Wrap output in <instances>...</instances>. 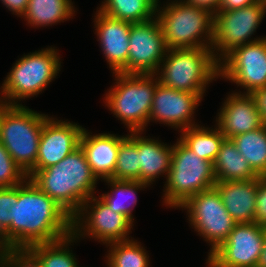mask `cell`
Returning <instances> with one entry per match:
<instances>
[{
	"instance_id": "32",
	"label": "cell",
	"mask_w": 266,
	"mask_h": 267,
	"mask_svg": "<svg viewBox=\"0 0 266 267\" xmlns=\"http://www.w3.org/2000/svg\"><path fill=\"white\" fill-rule=\"evenodd\" d=\"M17 202L18 185L0 188V236L11 226Z\"/></svg>"
},
{
	"instance_id": "37",
	"label": "cell",
	"mask_w": 266,
	"mask_h": 267,
	"mask_svg": "<svg viewBox=\"0 0 266 267\" xmlns=\"http://www.w3.org/2000/svg\"><path fill=\"white\" fill-rule=\"evenodd\" d=\"M2 3L12 11L14 14L22 17L24 14L29 0H1Z\"/></svg>"
},
{
	"instance_id": "25",
	"label": "cell",
	"mask_w": 266,
	"mask_h": 267,
	"mask_svg": "<svg viewBox=\"0 0 266 267\" xmlns=\"http://www.w3.org/2000/svg\"><path fill=\"white\" fill-rule=\"evenodd\" d=\"M180 140L192 150L196 156L203 158L207 161L214 162L218 152L220 151L221 144L226 138L218 129L213 130L206 127L196 126L180 130Z\"/></svg>"
},
{
	"instance_id": "23",
	"label": "cell",
	"mask_w": 266,
	"mask_h": 267,
	"mask_svg": "<svg viewBox=\"0 0 266 267\" xmlns=\"http://www.w3.org/2000/svg\"><path fill=\"white\" fill-rule=\"evenodd\" d=\"M72 5L71 0H29L22 16L31 26H52L75 14Z\"/></svg>"
},
{
	"instance_id": "38",
	"label": "cell",
	"mask_w": 266,
	"mask_h": 267,
	"mask_svg": "<svg viewBox=\"0 0 266 267\" xmlns=\"http://www.w3.org/2000/svg\"><path fill=\"white\" fill-rule=\"evenodd\" d=\"M252 95L257 102L261 118L266 124V87L256 90Z\"/></svg>"
},
{
	"instance_id": "34",
	"label": "cell",
	"mask_w": 266,
	"mask_h": 267,
	"mask_svg": "<svg viewBox=\"0 0 266 267\" xmlns=\"http://www.w3.org/2000/svg\"><path fill=\"white\" fill-rule=\"evenodd\" d=\"M255 203V222L266 227V176L258 177V189Z\"/></svg>"
},
{
	"instance_id": "19",
	"label": "cell",
	"mask_w": 266,
	"mask_h": 267,
	"mask_svg": "<svg viewBox=\"0 0 266 267\" xmlns=\"http://www.w3.org/2000/svg\"><path fill=\"white\" fill-rule=\"evenodd\" d=\"M124 137L109 133L90 135L85 128L83 129L80 146L98 180L100 178L103 180L111 179L116 168L120 141Z\"/></svg>"
},
{
	"instance_id": "22",
	"label": "cell",
	"mask_w": 266,
	"mask_h": 267,
	"mask_svg": "<svg viewBox=\"0 0 266 267\" xmlns=\"http://www.w3.org/2000/svg\"><path fill=\"white\" fill-rule=\"evenodd\" d=\"M213 166L217 181H247L259 177L229 138L223 140Z\"/></svg>"
},
{
	"instance_id": "33",
	"label": "cell",
	"mask_w": 266,
	"mask_h": 267,
	"mask_svg": "<svg viewBox=\"0 0 266 267\" xmlns=\"http://www.w3.org/2000/svg\"><path fill=\"white\" fill-rule=\"evenodd\" d=\"M5 267H41L27 249H3Z\"/></svg>"
},
{
	"instance_id": "20",
	"label": "cell",
	"mask_w": 266,
	"mask_h": 267,
	"mask_svg": "<svg viewBox=\"0 0 266 267\" xmlns=\"http://www.w3.org/2000/svg\"><path fill=\"white\" fill-rule=\"evenodd\" d=\"M214 188L237 223L255 222L258 178L247 181H217Z\"/></svg>"
},
{
	"instance_id": "39",
	"label": "cell",
	"mask_w": 266,
	"mask_h": 267,
	"mask_svg": "<svg viewBox=\"0 0 266 267\" xmlns=\"http://www.w3.org/2000/svg\"><path fill=\"white\" fill-rule=\"evenodd\" d=\"M256 267H266V227H265L263 249L262 252L260 253V258Z\"/></svg>"
},
{
	"instance_id": "17",
	"label": "cell",
	"mask_w": 266,
	"mask_h": 267,
	"mask_svg": "<svg viewBox=\"0 0 266 267\" xmlns=\"http://www.w3.org/2000/svg\"><path fill=\"white\" fill-rule=\"evenodd\" d=\"M95 27L101 50L114 73L127 74L131 23L110 17L99 10Z\"/></svg>"
},
{
	"instance_id": "36",
	"label": "cell",
	"mask_w": 266,
	"mask_h": 267,
	"mask_svg": "<svg viewBox=\"0 0 266 267\" xmlns=\"http://www.w3.org/2000/svg\"><path fill=\"white\" fill-rule=\"evenodd\" d=\"M258 0H220L218 11H231L250 6Z\"/></svg>"
},
{
	"instance_id": "5",
	"label": "cell",
	"mask_w": 266,
	"mask_h": 267,
	"mask_svg": "<svg viewBox=\"0 0 266 267\" xmlns=\"http://www.w3.org/2000/svg\"><path fill=\"white\" fill-rule=\"evenodd\" d=\"M160 8L156 9L155 16L168 49H212L214 15L211 12L186 4L183 0L169 2L162 10Z\"/></svg>"
},
{
	"instance_id": "27",
	"label": "cell",
	"mask_w": 266,
	"mask_h": 267,
	"mask_svg": "<svg viewBox=\"0 0 266 267\" xmlns=\"http://www.w3.org/2000/svg\"><path fill=\"white\" fill-rule=\"evenodd\" d=\"M99 11L130 23H141L154 18L156 8L147 0H104Z\"/></svg>"
},
{
	"instance_id": "12",
	"label": "cell",
	"mask_w": 266,
	"mask_h": 267,
	"mask_svg": "<svg viewBox=\"0 0 266 267\" xmlns=\"http://www.w3.org/2000/svg\"><path fill=\"white\" fill-rule=\"evenodd\" d=\"M222 60L219 77L245 88V94L266 87V37L234 48Z\"/></svg>"
},
{
	"instance_id": "13",
	"label": "cell",
	"mask_w": 266,
	"mask_h": 267,
	"mask_svg": "<svg viewBox=\"0 0 266 267\" xmlns=\"http://www.w3.org/2000/svg\"><path fill=\"white\" fill-rule=\"evenodd\" d=\"M265 227L237 223L227 240L208 255L209 267H256L263 249Z\"/></svg>"
},
{
	"instance_id": "24",
	"label": "cell",
	"mask_w": 266,
	"mask_h": 267,
	"mask_svg": "<svg viewBox=\"0 0 266 267\" xmlns=\"http://www.w3.org/2000/svg\"><path fill=\"white\" fill-rule=\"evenodd\" d=\"M231 139L251 169L258 176H266V124Z\"/></svg>"
},
{
	"instance_id": "3",
	"label": "cell",
	"mask_w": 266,
	"mask_h": 267,
	"mask_svg": "<svg viewBox=\"0 0 266 267\" xmlns=\"http://www.w3.org/2000/svg\"><path fill=\"white\" fill-rule=\"evenodd\" d=\"M48 118L23 105L0 103V142L26 175L35 167L41 132Z\"/></svg>"
},
{
	"instance_id": "4",
	"label": "cell",
	"mask_w": 266,
	"mask_h": 267,
	"mask_svg": "<svg viewBox=\"0 0 266 267\" xmlns=\"http://www.w3.org/2000/svg\"><path fill=\"white\" fill-rule=\"evenodd\" d=\"M161 63V72L155 74L159 82L178 91L204 94L206 85L219 76L211 48L168 49Z\"/></svg>"
},
{
	"instance_id": "16",
	"label": "cell",
	"mask_w": 266,
	"mask_h": 267,
	"mask_svg": "<svg viewBox=\"0 0 266 267\" xmlns=\"http://www.w3.org/2000/svg\"><path fill=\"white\" fill-rule=\"evenodd\" d=\"M83 127L76 123L48 118L43 125L37 161L33 170L56 165L80 146Z\"/></svg>"
},
{
	"instance_id": "15",
	"label": "cell",
	"mask_w": 266,
	"mask_h": 267,
	"mask_svg": "<svg viewBox=\"0 0 266 267\" xmlns=\"http://www.w3.org/2000/svg\"><path fill=\"white\" fill-rule=\"evenodd\" d=\"M202 98L203 94L178 91L158 82L149 120L160 121L181 130L196 126L191 118H194V110Z\"/></svg>"
},
{
	"instance_id": "21",
	"label": "cell",
	"mask_w": 266,
	"mask_h": 267,
	"mask_svg": "<svg viewBox=\"0 0 266 267\" xmlns=\"http://www.w3.org/2000/svg\"><path fill=\"white\" fill-rule=\"evenodd\" d=\"M140 182L150 185L161 174L168 176L173 146L155 139L144 138L137 132Z\"/></svg>"
},
{
	"instance_id": "35",
	"label": "cell",
	"mask_w": 266,
	"mask_h": 267,
	"mask_svg": "<svg viewBox=\"0 0 266 267\" xmlns=\"http://www.w3.org/2000/svg\"><path fill=\"white\" fill-rule=\"evenodd\" d=\"M186 4L205 9L215 15L219 10L220 0H184Z\"/></svg>"
},
{
	"instance_id": "28",
	"label": "cell",
	"mask_w": 266,
	"mask_h": 267,
	"mask_svg": "<svg viewBox=\"0 0 266 267\" xmlns=\"http://www.w3.org/2000/svg\"><path fill=\"white\" fill-rule=\"evenodd\" d=\"M104 181H106V183H109L113 188H111V192L102 194L100 198L109 206L110 209H112L114 212L123 214L133 223L134 220L132 216V208L137 203L136 191L140 188V190H142V188H145L149 185L140 181H125L114 179H106ZM130 196L133 197L132 200L128 199ZM122 198L123 200L127 199V202L131 201V204L129 203L130 205L127 206L128 204H125L126 201H123Z\"/></svg>"
},
{
	"instance_id": "7",
	"label": "cell",
	"mask_w": 266,
	"mask_h": 267,
	"mask_svg": "<svg viewBox=\"0 0 266 267\" xmlns=\"http://www.w3.org/2000/svg\"><path fill=\"white\" fill-rule=\"evenodd\" d=\"M173 145L171 165L166 178L164 204L181 206L189 197L216 184L213 163L200 158L180 139Z\"/></svg>"
},
{
	"instance_id": "1",
	"label": "cell",
	"mask_w": 266,
	"mask_h": 267,
	"mask_svg": "<svg viewBox=\"0 0 266 267\" xmlns=\"http://www.w3.org/2000/svg\"><path fill=\"white\" fill-rule=\"evenodd\" d=\"M73 217L42 192L30 178L18 185L11 226L0 236V249H27L72 233Z\"/></svg>"
},
{
	"instance_id": "9",
	"label": "cell",
	"mask_w": 266,
	"mask_h": 267,
	"mask_svg": "<svg viewBox=\"0 0 266 267\" xmlns=\"http://www.w3.org/2000/svg\"><path fill=\"white\" fill-rule=\"evenodd\" d=\"M179 207L187 210L190 225L210 243L209 255L227 240L237 224L214 187L192 195Z\"/></svg>"
},
{
	"instance_id": "40",
	"label": "cell",
	"mask_w": 266,
	"mask_h": 267,
	"mask_svg": "<svg viewBox=\"0 0 266 267\" xmlns=\"http://www.w3.org/2000/svg\"><path fill=\"white\" fill-rule=\"evenodd\" d=\"M0 267H5L3 258V249H0Z\"/></svg>"
},
{
	"instance_id": "29",
	"label": "cell",
	"mask_w": 266,
	"mask_h": 267,
	"mask_svg": "<svg viewBox=\"0 0 266 267\" xmlns=\"http://www.w3.org/2000/svg\"><path fill=\"white\" fill-rule=\"evenodd\" d=\"M139 155L137 132H130L120 141L116 168L111 179L140 181Z\"/></svg>"
},
{
	"instance_id": "6",
	"label": "cell",
	"mask_w": 266,
	"mask_h": 267,
	"mask_svg": "<svg viewBox=\"0 0 266 267\" xmlns=\"http://www.w3.org/2000/svg\"><path fill=\"white\" fill-rule=\"evenodd\" d=\"M116 84L106 94L110 111L128 126L129 132H141L148 124L152 100L159 82L154 74L115 73Z\"/></svg>"
},
{
	"instance_id": "10",
	"label": "cell",
	"mask_w": 266,
	"mask_h": 267,
	"mask_svg": "<svg viewBox=\"0 0 266 267\" xmlns=\"http://www.w3.org/2000/svg\"><path fill=\"white\" fill-rule=\"evenodd\" d=\"M266 14V2L254 4L231 11H218L214 15V38L212 51L215 59H222L234 48L262 38L249 39ZM247 40V41H246ZM214 51L217 54L214 53ZM219 54V55H218Z\"/></svg>"
},
{
	"instance_id": "26",
	"label": "cell",
	"mask_w": 266,
	"mask_h": 267,
	"mask_svg": "<svg viewBox=\"0 0 266 267\" xmlns=\"http://www.w3.org/2000/svg\"><path fill=\"white\" fill-rule=\"evenodd\" d=\"M76 239L71 233L55 242L32 245L27 250L38 260L41 267H79L68 247Z\"/></svg>"
},
{
	"instance_id": "2",
	"label": "cell",
	"mask_w": 266,
	"mask_h": 267,
	"mask_svg": "<svg viewBox=\"0 0 266 267\" xmlns=\"http://www.w3.org/2000/svg\"><path fill=\"white\" fill-rule=\"evenodd\" d=\"M27 176L72 217L94 195L97 183L81 146L56 165L32 170Z\"/></svg>"
},
{
	"instance_id": "8",
	"label": "cell",
	"mask_w": 266,
	"mask_h": 267,
	"mask_svg": "<svg viewBox=\"0 0 266 267\" xmlns=\"http://www.w3.org/2000/svg\"><path fill=\"white\" fill-rule=\"evenodd\" d=\"M60 66L59 54L54 47L24 55L16 61L5 78L1 86L3 99L0 97V103L21 105L18 104L20 99L38 95L56 78Z\"/></svg>"
},
{
	"instance_id": "31",
	"label": "cell",
	"mask_w": 266,
	"mask_h": 267,
	"mask_svg": "<svg viewBox=\"0 0 266 267\" xmlns=\"http://www.w3.org/2000/svg\"><path fill=\"white\" fill-rule=\"evenodd\" d=\"M26 179L28 176L14 162L7 149L0 142V188L20 185Z\"/></svg>"
},
{
	"instance_id": "41",
	"label": "cell",
	"mask_w": 266,
	"mask_h": 267,
	"mask_svg": "<svg viewBox=\"0 0 266 267\" xmlns=\"http://www.w3.org/2000/svg\"><path fill=\"white\" fill-rule=\"evenodd\" d=\"M147 1H149L156 9L159 8V4H158L159 0H147Z\"/></svg>"
},
{
	"instance_id": "11",
	"label": "cell",
	"mask_w": 266,
	"mask_h": 267,
	"mask_svg": "<svg viewBox=\"0 0 266 267\" xmlns=\"http://www.w3.org/2000/svg\"><path fill=\"white\" fill-rule=\"evenodd\" d=\"M92 202H94L92 205L89 204ZM87 209L91 211L89 212ZM83 216L86 218L83 219ZM132 225L133 223L126 216L114 212L101 198L97 199L92 196L74 215L72 233L77 239L88 235L108 245L113 242L130 240L128 235Z\"/></svg>"
},
{
	"instance_id": "14",
	"label": "cell",
	"mask_w": 266,
	"mask_h": 267,
	"mask_svg": "<svg viewBox=\"0 0 266 267\" xmlns=\"http://www.w3.org/2000/svg\"><path fill=\"white\" fill-rule=\"evenodd\" d=\"M168 48L156 16L131 23L127 74H156Z\"/></svg>"
},
{
	"instance_id": "18",
	"label": "cell",
	"mask_w": 266,
	"mask_h": 267,
	"mask_svg": "<svg viewBox=\"0 0 266 267\" xmlns=\"http://www.w3.org/2000/svg\"><path fill=\"white\" fill-rule=\"evenodd\" d=\"M216 121L220 132L229 139L264 124L254 96L241 92L227 97Z\"/></svg>"
},
{
	"instance_id": "30",
	"label": "cell",
	"mask_w": 266,
	"mask_h": 267,
	"mask_svg": "<svg viewBox=\"0 0 266 267\" xmlns=\"http://www.w3.org/2000/svg\"><path fill=\"white\" fill-rule=\"evenodd\" d=\"M107 256L108 267H149L145 248L133 239L110 243Z\"/></svg>"
}]
</instances>
